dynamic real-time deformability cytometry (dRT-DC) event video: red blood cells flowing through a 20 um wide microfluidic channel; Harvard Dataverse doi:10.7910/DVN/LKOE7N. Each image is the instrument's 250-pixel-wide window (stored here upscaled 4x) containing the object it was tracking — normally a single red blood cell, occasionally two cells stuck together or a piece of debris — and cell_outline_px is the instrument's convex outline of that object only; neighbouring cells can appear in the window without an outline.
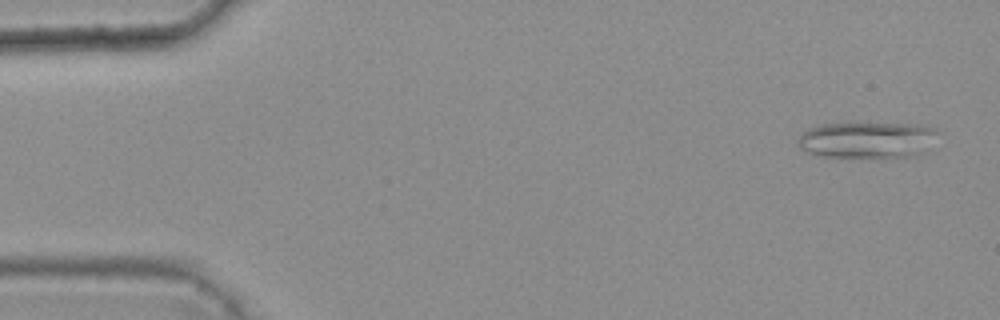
{"species": "common noctule bat (a hibernating species)", "species_latin": "Nyctalus noctula", "temperature_condition": "warm", "stored_images_in_passage": 7, "camera_frame_rate_fps": 3000, "um_per_image_px": 0.085, "animal": {"sex": "female", "body_mass_g": 25.1}, "frame": {"image": 1, "passage_image": 1, "time_ms": 0.0, "image_size_px": [1000, 320], "cell_outline_px": [[940, 132], [928, 152], [916, 156], [820, 156], [804, 152], [796, 144], [796, 140], [804, 132], [812, 128], [824, 124], [848, 120], [852, 120], [920, 124], [936, 128]], "centroid_in_image_um": [73.78, 11.83], "position_along_channel_um": 11.2, "area_um2": 31.04}}
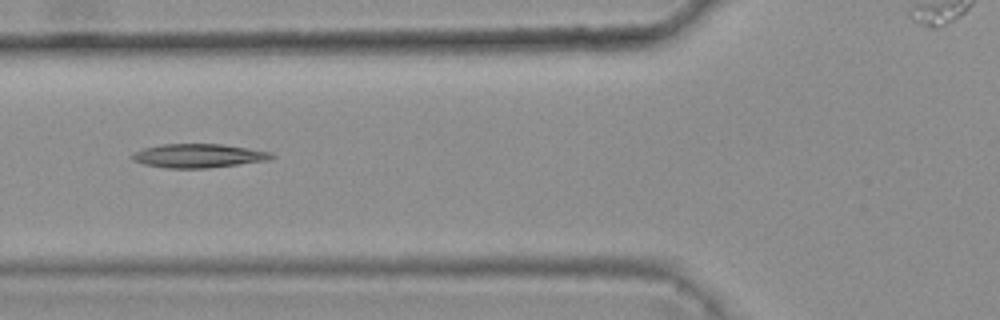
{"frame": {"image": 2, "passage_image": 6, "time_ms": 1.667, "image_size_px": [1000, 320], "cell_outline_px": [[276, 156], [268, 160], [208, 168], [164, 168], [144, 164], [132, 160], [128, 156], [144, 148], [160, 144], [220, 144], [272, 152]], "centroid_in_image_um": [16.83, 13.24], "position_along_channel_um": 109.0, "area_um2": 19.31}}